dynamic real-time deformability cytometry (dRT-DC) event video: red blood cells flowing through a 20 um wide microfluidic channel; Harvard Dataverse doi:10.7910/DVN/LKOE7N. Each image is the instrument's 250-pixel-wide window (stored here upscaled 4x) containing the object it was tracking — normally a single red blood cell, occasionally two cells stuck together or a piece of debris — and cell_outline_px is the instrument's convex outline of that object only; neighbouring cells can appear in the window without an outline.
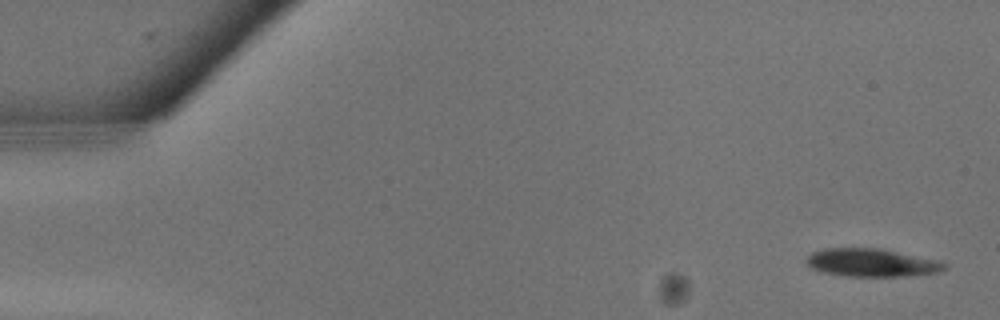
{"species": "common noctule bat (a hibernating species)", "species_latin": "Nyctalus noctula", "temperature_condition": "warm", "stored_images_in_passage": 10, "camera_frame_rate_fps": 3000, "um_per_image_px": 0.085, "animal": {"sex": "male", "body_mass_g": 13.3}, "frame": {"image": 1, "passage_image": 1, "time_ms": 0.0, "image_size_px": [1000, 320], "cell_outline_px": [[948, 264], [940, 272], [900, 276], [848, 276], [824, 272], [812, 268], [804, 260], [812, 252], [828, 248], [884, 248], [936, 260]], "centroid_in_image_um": [74.08, 22.31], "position_along_channel_um": 10.9, "area_um2": 22.37}}
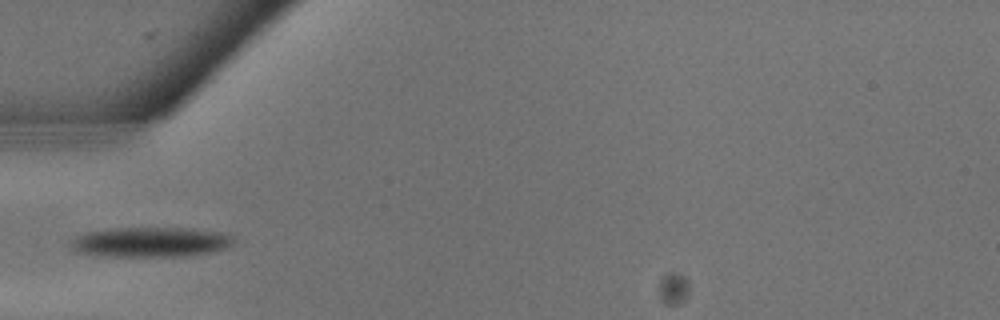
{"frame": {"image": 2, "passage_image": 9, "time_ms": 2.667, "image_size_px": [1000, 320], "cell_outline_px": [[232, 244], [224, 248], [212, 252], [180, 256], [104, 256], [80, 252], [68, 248], [68, 240], [76, 236], [88, 232], [116, 228], [192, 228], [220, 232], [232, 236]], "centroid_in_image_um": [12.73, 20.57], "position_along_channel_um": 72.3, "area_um2": 28.32}}